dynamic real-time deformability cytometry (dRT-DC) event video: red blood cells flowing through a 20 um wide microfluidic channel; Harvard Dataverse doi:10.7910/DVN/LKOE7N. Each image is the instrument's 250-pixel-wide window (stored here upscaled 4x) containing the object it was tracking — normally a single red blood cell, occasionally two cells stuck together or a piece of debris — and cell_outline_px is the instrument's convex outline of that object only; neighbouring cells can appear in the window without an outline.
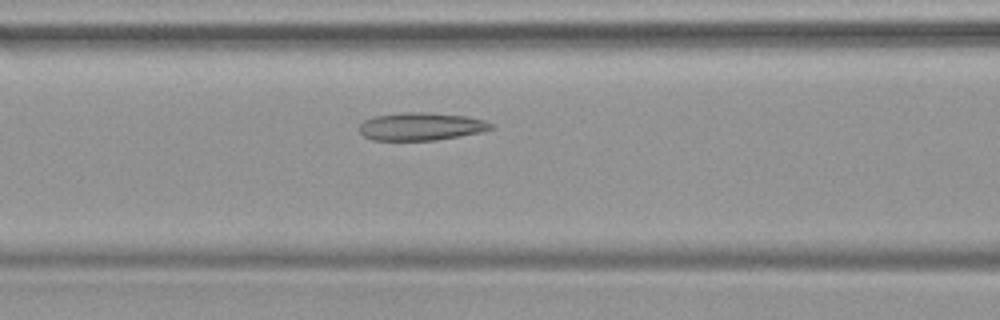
{"species": "common noctule bat (a hibernating species)", "species_latin": "Nyctalus noctula", "temperature_condition": "warm", "stored_images_in_passage": 33, "camera_frame_rate_fps": 3000, "um_per_image_px": 0.085, "animal": {"sex": "female", "body_mass_g": 19.9}, "frame": {"image": 1, "passage_image": 13, "time_ms": 4.0, "image_size_px": [1000, 320], "cell_outline_px": [[496, 128], [480, 132], [460, 136], [436, 140], [372, 140], [364, 136], [360, 132], [360, 124], [364, 120], [376, 116], [400, 112], [432, 112], [464, 116], [484, 120], [492, 124]], "centroid_in_image_um": [35.8, 10.74], "position_along_channel_um": 130.8, "area_um2": 21.39}}
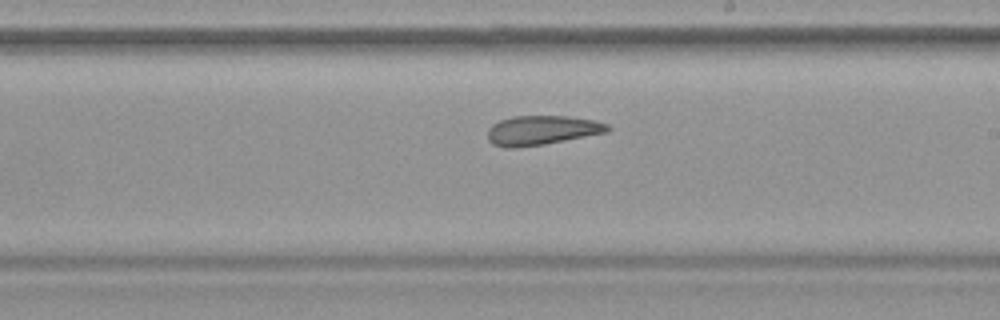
{"frame": {"image": 2, "passage_image": 21, "time_ms": 6.667, "image_size_px": [1000, 320], "cell_outline_px": [[612, 128], [608, 132], [544, 144], [516, 148], [504, 148], [492, 144], [488, 140], [488, 128], [492, 124], [500, 120], [512, 116], [568, 116], [596, 120], [608, 124]], "centroid_in_image_um": [46.05, 11.07], "position_along_channel_um": 242.9, "area_um2": 20.75}}
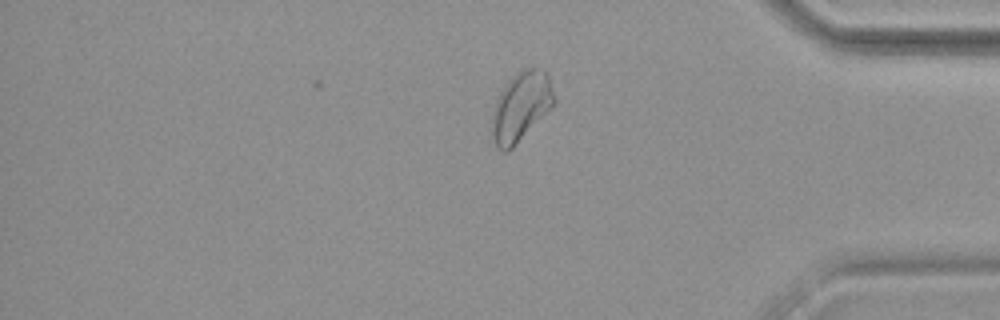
{"frame": {"image": 3, "passage_image": 33, "time_ms": 10.667, "image_size_px": [1000, 320], "cell_outline_px": [[556, 100], [552, 108], [508, 152], [500, 152], [496, 148], [492, 136], [492, 112], [496, 100], [504, 84], [516, 72], [524, 68], [536, 68], [544, 72], [548, 76]], "centroid_in_image_um": [44.26, 9.08], "position_along_channel_um": 390.9, "area_um2": 25.2}}